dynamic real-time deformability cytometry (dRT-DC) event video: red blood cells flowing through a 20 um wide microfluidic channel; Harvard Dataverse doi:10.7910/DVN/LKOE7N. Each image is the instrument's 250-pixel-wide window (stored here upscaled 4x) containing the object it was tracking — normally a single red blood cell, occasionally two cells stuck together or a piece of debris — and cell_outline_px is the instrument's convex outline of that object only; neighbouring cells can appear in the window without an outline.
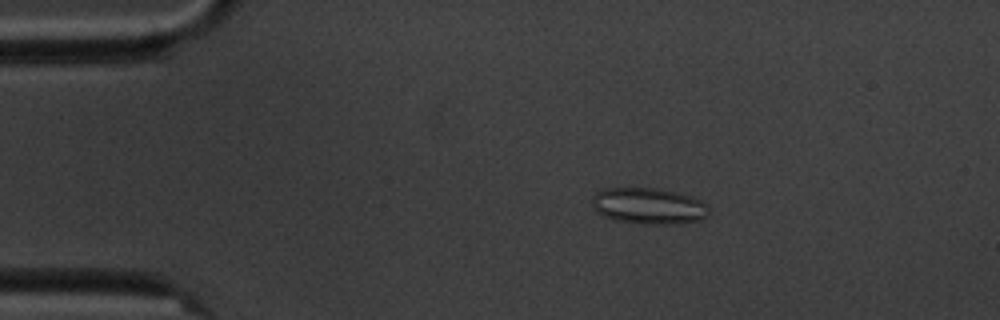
{"species": "common noctule bat (a hibernating species)", "species_latin": "Nyctalus noctula", "temperature_condition": "cold", "stored_images_in_passage": 4, "camera_frame_rate_fps": 3000, "um_per_image_px": 0.085, "animal": {"sex": "male", "body_mass_g": 20.1, "forearm_length_mm": 53.5}, "frame": {"image": 1, "passage_image": 3, "time_ms": 2.333, "image_size_px": [1000, 320], "cell_outline_px": [[708, 216], [700, 220], [676, 224], [644, 224], [616, 220], [604, 216], [596, 212], [592, 204], [592, 196], [596, 192], [604, 188], [656, 188], [676, 192], [692, 196], [708, 204]], "centroid_in_image_um": [55.14, 17.5], "position_along_channel_um": 29.9, "area_um2": 24.85}}